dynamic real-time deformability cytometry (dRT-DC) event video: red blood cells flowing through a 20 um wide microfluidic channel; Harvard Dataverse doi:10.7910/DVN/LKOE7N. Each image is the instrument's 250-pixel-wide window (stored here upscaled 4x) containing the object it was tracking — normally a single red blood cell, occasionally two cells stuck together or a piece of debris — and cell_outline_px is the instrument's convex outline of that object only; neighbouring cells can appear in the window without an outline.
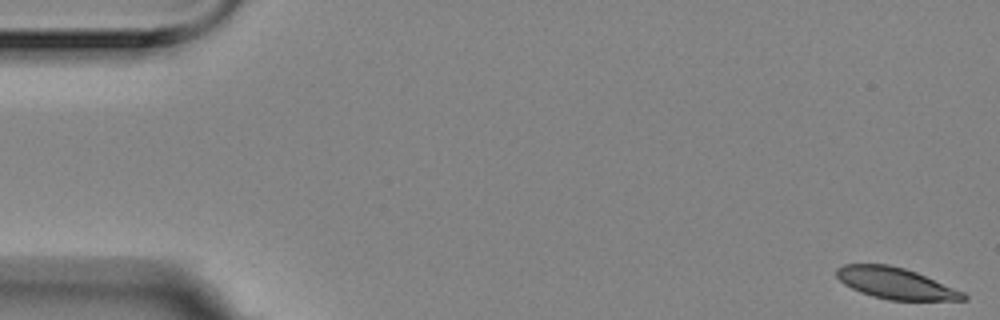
{"species": "Egyptian fruit bat (a non-hibernating species)", "species_latin": "Rousettus aegyptiacus", "temperature_condition": "room temperature", "stored_images_in_passage": 5, "segment_of_instrument_passage": [2, 2], "camera_frame_rate_fps": 3000, "um_per_image_px": 0.085, "animal": {"sex": "female"}, "frame": {"image": 1, "passage_image": 5, "time_ms": 1.333, "image_size_px": [1000, 320], "cell_outline_px": [[968, 300], [888, 300], [872, 296], [860, 292], [844, 284], [836, 276], [836, 268], [844, 264], [888, 264], [904, 268], [916, 272], [964, 292], [968, 296]], "centroid_in_image_um": [76.12, 24.08], "position_along_channel_um": 8.9, "area_um2": 23.06}}